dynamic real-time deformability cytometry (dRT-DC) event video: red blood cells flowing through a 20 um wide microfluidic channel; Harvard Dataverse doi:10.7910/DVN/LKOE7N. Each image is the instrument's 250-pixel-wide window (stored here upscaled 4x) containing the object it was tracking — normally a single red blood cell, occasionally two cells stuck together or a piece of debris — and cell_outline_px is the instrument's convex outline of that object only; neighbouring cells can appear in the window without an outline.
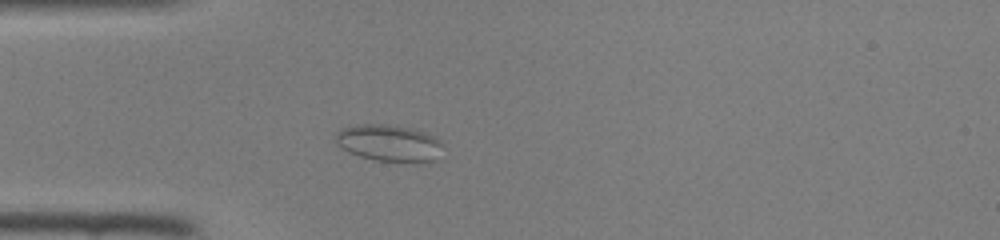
{"species": "common noctule bat (a hibernating species)", "species_latin": "Nyctalus noctula", "temperature_condition": "room temperature", "stored_images_in_passage": 36, "camera_frame_rate_fps": 3000, "um_per_image_px": 0.085, "animal": {"sex": "female", "body_mass_g": 22.0, "forearm_length_mm": 56.7}, "frame": {"image": 1, "passage_image": 2, "time_ms": 0.333, "image_size_px": [1000, 240], "cell_outline_px": [[444, 144], [436, 160], [428, 164], [416, 164], [376, 160], [360, 156], [348, 152], [336, 144], [336, 132], [340, 128], [364, 124], [388, 124], [412, 128], [428, 132], [436, 136]], "centroid_in_image_um": [33.15, 12.18], "position_along_channel_um": 51.8, "area_um2": 23.81}}
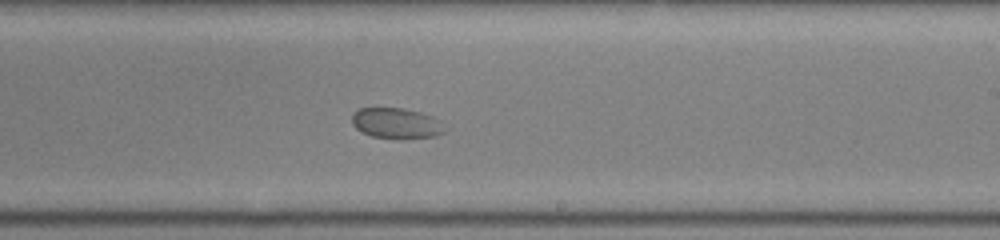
{"frame": {"image": 2, "passage_image": 17, "time_ms": 5.333, "image_size_px": [1000, 240], "cell_outline_px": [[444, 132], [436, 136], [404, 140], [400, 140], [372, 136], [360, 132], [352, 124], [352, 112], [360, 108], [404, 108], [420, 112], [432, 116], [440, 120]], "centroid_in_image_um": [33.66, 10.49], "position_along_channel_um": 255.3, "area_um2": 16.88}}
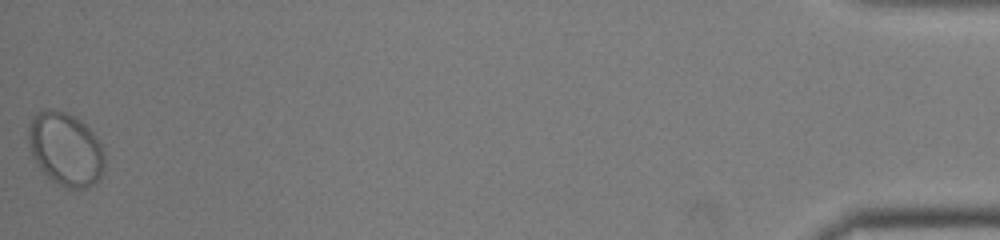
{"frame": {"image": 3, "passage_image": 36, "time_ms": 11.667, "image_size_px": [1000, 240], "cell_outline_px": [[104, 168], [100, 180], [84, 188], [68, 188], [60, 184], [48, 176], [40, 168], [32, 156], [28, 140], [28, 128], [36, 112], [48, 108], [64, 112], [80, 120], [96, 136], [100, 144], [104, 156]], "centroid_in_image_um": [5.57, 12.67], "position_along_channel_um": 429.6, "area_um2": 32.19}}